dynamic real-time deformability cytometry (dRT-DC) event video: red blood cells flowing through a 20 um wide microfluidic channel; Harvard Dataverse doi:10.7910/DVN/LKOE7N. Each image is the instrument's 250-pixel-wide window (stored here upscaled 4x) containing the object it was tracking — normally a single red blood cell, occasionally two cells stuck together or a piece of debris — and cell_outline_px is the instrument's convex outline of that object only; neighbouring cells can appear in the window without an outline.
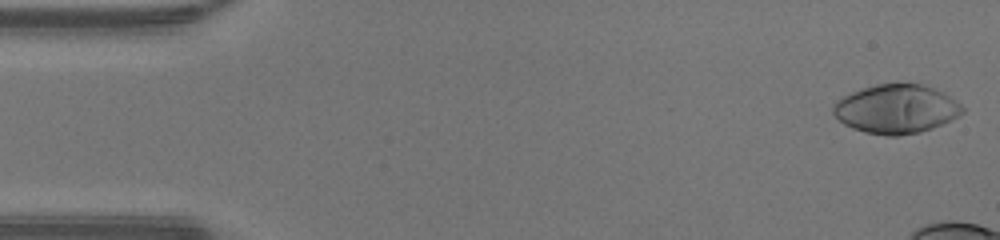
{"species": "human", "species_latin": "Homo sapiens", "temperature_condition": "warm", "stored_images_in_passage": 11, "camera_frame_rate_fps": 3000, "um_per_image_px": 0.085, "donor": {"sex": "male"}, "frame": {"image": 1, "passage_image": 1, "time_ms": 0.0, "image_size_px": [1000, 240], "cell_outline_px": [[964, 112], [932, 128], [920, 132], [900, 136], [888, 136], [864, 132], [852, 128], [844, 124], [832, 112], [832, 108], [836, 100], [852, 92], [876, 84], [896, 80], [924, 84], [944, 92], [956, 100], [964, 108]], "centroid_in_image_um": [76.17, 9.22], "position_along_channel_um": 8.8, "area_um2": 37.34}}